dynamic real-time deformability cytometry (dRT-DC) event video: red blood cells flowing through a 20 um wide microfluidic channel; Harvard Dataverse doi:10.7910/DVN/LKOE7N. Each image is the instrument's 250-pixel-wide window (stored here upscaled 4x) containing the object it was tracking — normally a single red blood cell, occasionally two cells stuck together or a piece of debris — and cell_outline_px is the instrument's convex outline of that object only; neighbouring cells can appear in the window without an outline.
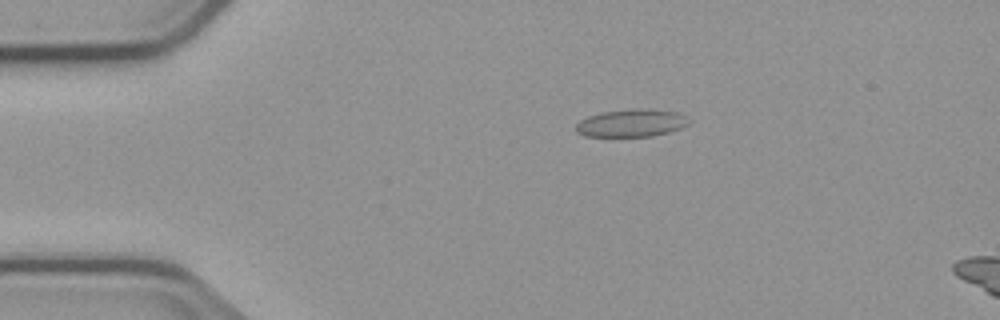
{"species": "common noctule bat (a hibernating species)", "species_latin": "Nyctalus noctula", "temperature_condition": "cold", "stored_images_in_passage": 2, "camera_frame_rate_fps": 3000, "um_per_image_px": 0.085, "animal": {"sex": "male", "body_mass_g": 23.1, "forearm_length_mm": 52.7}, "frame": {"image": 1, "passage_image": 2, "time_ms": 2.0, "image_size_px": [1000, 320], "cell_outline_px": [[692, 120], [688, 124], [680, 128], [668, 132], [652, 136], [584, 136], [576, 132], [576, 124], [580, 120], [588, 116], [604, 112], [632, 108], [648, 108], [676, 112]], "centroid_in_image_um": [53.67, 10.45], "position_along_channel_um": 31.3, "area_um2": 18.21}}